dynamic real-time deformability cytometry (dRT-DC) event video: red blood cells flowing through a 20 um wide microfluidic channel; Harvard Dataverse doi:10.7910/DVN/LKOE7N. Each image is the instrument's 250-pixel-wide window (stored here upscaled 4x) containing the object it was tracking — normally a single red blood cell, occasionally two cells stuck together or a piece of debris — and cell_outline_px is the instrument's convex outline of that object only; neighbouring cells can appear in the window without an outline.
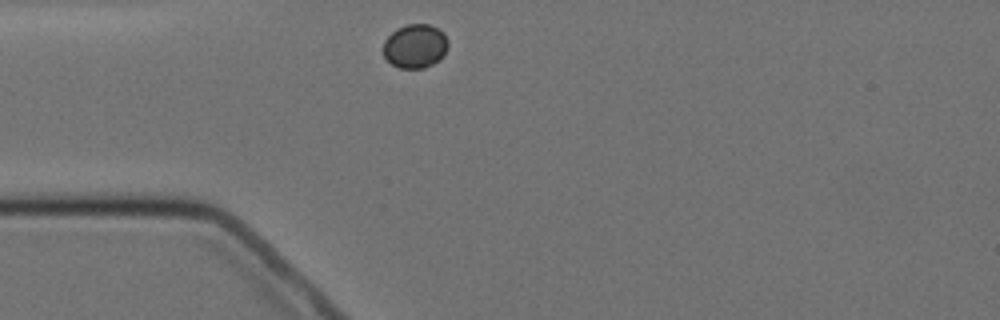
{"species": "Egyptian fruit bat (a non-hibernating species)", "species_latin": "Rousettus aegyptiacus", "temperature_condition": "cold", "stored_images_in_passage": 2, "camera_frame_rate_fps": 3000, "um_per_image_px": 0.085, "animal": {"sex": "female"}, "frame": {"image": 1, "passage_image": 1, "time_ms": 0.0, "image_size_px": [1000, 320], "cell_outline_px": [[448, 44], [444, 52], [432, 64], [424, 68], [400, 68], [392, 64], [384, 56], [384, 40], [396, 28], [404, 24], [428, 24], [444, 32], [448, 40]], "centroid_in_image_um": [35.26, 3.89], "position_along_channel_um": 49.7, "area_um2": 16.42}}